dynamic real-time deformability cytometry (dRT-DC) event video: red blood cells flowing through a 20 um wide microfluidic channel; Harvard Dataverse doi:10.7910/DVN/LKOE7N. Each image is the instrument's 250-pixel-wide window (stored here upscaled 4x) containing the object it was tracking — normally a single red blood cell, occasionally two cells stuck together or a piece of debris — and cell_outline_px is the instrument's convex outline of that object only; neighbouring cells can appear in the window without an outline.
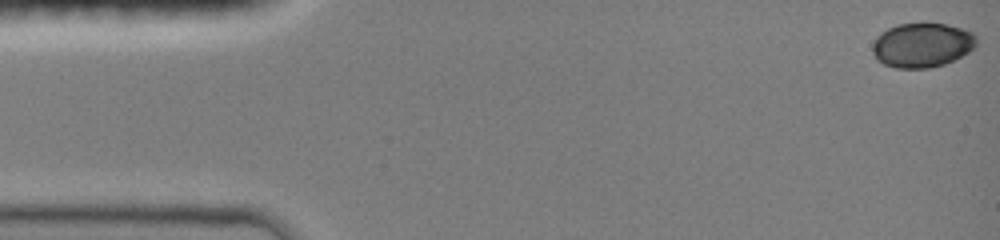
{"species": "common noctule bat (a hibernating species)", "species_latin": "Nyctalus noctula", "temperature_condition": "room temperature", "stored_images_in_passage": 45, "camera_frame_rate_fps": 3000, "um_per_image_px": 0.085, "animal": {"sex": "female", "body_mass_g": 19.0, "forearm_length_mm": 51.5}, "frame": {"image": 1, "passage_image": 1, "time_ms": 0.0, "image_size_px": [1000, 240], "cell_outline_px": [[976, 44], [968, 52], [944, 64], [928, 68], [896, 68], [884, 64], [876, 60], [872, 52], [872, 44], [880, 32], [896, 24], [920, 20], [924, 20], [944, 24], [960, 28], [972, 32], [976, 36]], "centroid_in_image_um": [78.33, 3.79], "position_along_channel_um": 6.7, "area_um2": 27.51}}
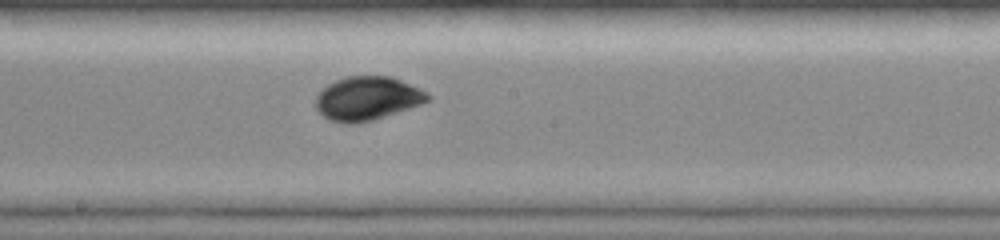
{"frame": {"image": 2, "passage_image": 26, "time_ms": 8.333, "image_size_px": [1000, 240], "cell_outline_px": [[432, 96], [428, 100], [420, 104], [372, 120], [352, 124], [348, 124], [328, 120], [316, 108], [316, 96], [328, 84], [344, 76], [392, 76], [428, 92]], "centroid_in_image_um": [31.21, 8.35], "position_along_channel_um": 217.0, "area_um2": 28.32}}
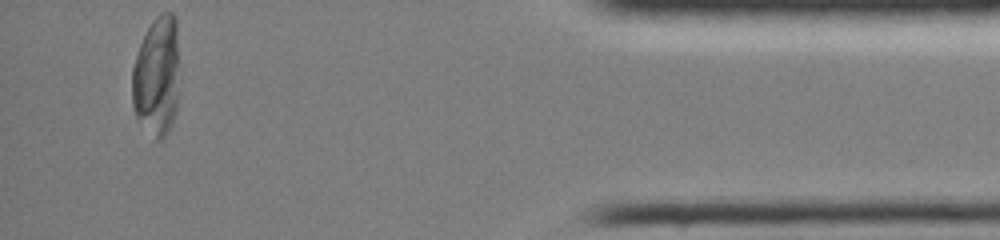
{"frame": {"image": 3, "passage_image": 45, "time_ms": 14.667, "image_size_px": [1000, 240], "cell_outline_px": [[180, 64], [176, 112], [168, 132], [164, 140], [156, 140], [136, 120], [132, 104], [132, 68], [140, 44], [152, 20], [160, 12], [172, 12], [176, 16]], "centroid_in_image_um": [13.35, 6.49], "position_along_channel_um": 421.8, "area_um2": 34.1}, "authors_computed_cell_mechanics": {"area_um2": 28.3798, "velocity_mm_per_s": 4.0133, "shape_relaxation_time_tau1_ms": 3.3512, "shape_relaxation_time_tau2_ms": null, "deformation_change_tau1": 0.1117, "deformation_change_tau2": null}}